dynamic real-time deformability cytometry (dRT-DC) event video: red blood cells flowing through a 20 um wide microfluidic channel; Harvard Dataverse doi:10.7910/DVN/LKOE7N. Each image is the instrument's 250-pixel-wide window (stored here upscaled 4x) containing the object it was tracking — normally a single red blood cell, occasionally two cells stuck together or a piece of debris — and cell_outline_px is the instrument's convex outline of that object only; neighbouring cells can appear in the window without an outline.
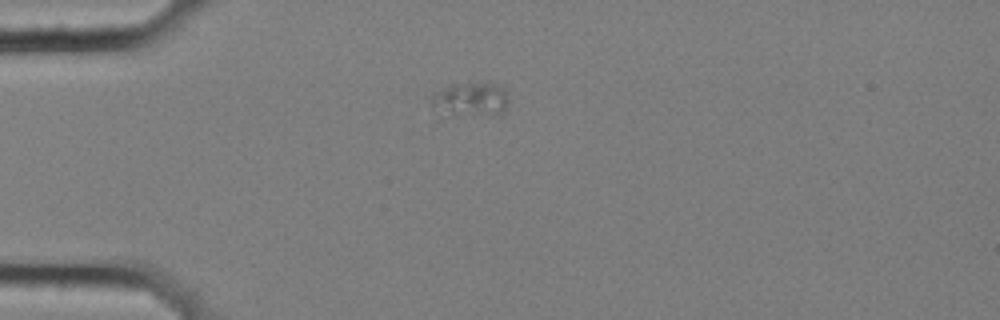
{"species": "common noctule bat (a hibernating species)", "species_latin": "Nyctalus noctula", "temperature_condition": "cold", "stored_images_in_passage": 3, "camera_frame_rate_fps": 3000, "um_per_image_px": 0.085, "animal": {"sex": "female", "body_mass_g": 25.1}, "frame": {"image": 1, "passage_image": 1, "time_ms": 0.0, "image_size_px": [1000, 320], "cell_outline_px": [[508, 104], [504, 112], [500, 116], [436, 120], [432, 120], [428, 96], [452, 84], [488, 80], [504, 88], [508, 100]], "centroid_in_image_um": [39.82, 8.59], "position_along_channel_um": 45.2, "area_um2": 18.21}}